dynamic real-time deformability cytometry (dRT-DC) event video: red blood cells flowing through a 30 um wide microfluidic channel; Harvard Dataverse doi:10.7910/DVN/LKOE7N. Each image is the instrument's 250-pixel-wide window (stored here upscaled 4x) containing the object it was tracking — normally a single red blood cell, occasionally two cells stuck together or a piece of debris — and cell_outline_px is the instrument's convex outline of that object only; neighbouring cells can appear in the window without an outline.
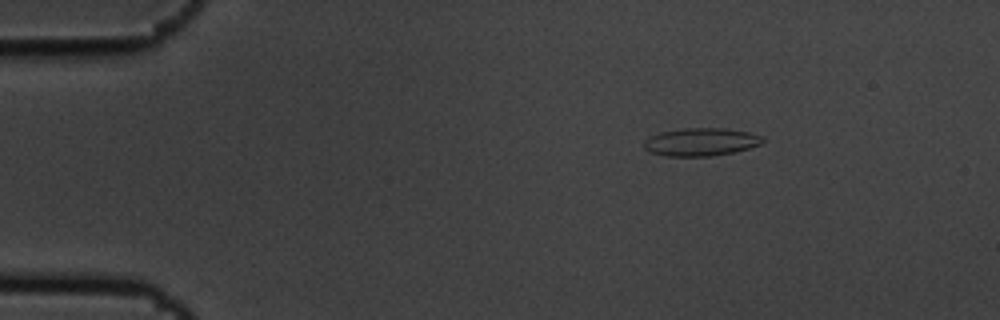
{"species": "common noctule bat (a hibernating species)", "species_latin": "Nyctalus noctula", "temperature_condition": "cold", "stored_images_in_passage": 15, "camera_frame_rate_fps": 3000, "um_per_image_px": 0.085, "animal": {"sex": "male", "body_mass_g": 19.5, "forearm_length_mm": 54.6}, "frame": {"image": 1, "passage_image": 2, "time_ms": 0.333, "image_size_px": [1000, 320], "cell_outline_px": [[764, 140], [760, 144], [736, 152], [712, 156], [664, 156], [648, 152], [644, 148], [644, 140], [660, 132], [684, 128], [724, 128], [748, 132], [764, 136]], "centroid_in_image_um": [59.57, 12.07], "position_along_channel_um": 25.4, "area_um2": 19.42}}
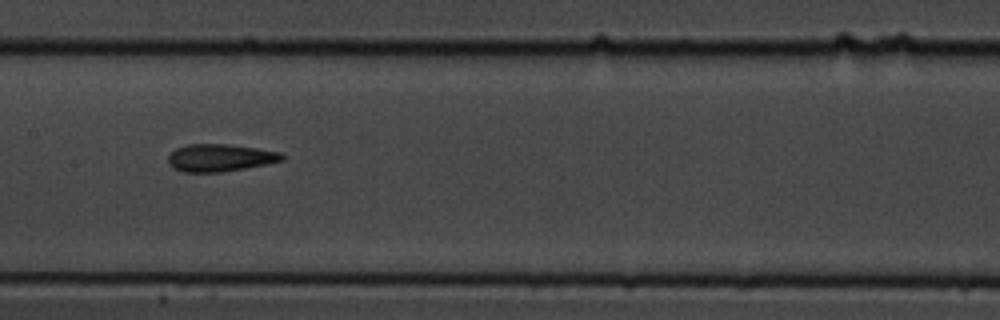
{"frame": {"image": 2, "passage_image": 7, "time_ms": 2.0, "image_size_px": [1000, 320], "cell_outline_px": [[284, 160], [244, 168], [220, 172], [184, 172], [172, 168], [168, 164], [168, 156], [176, 148], [188, 144], [228, 144], [256, 148], [280, 152], [284, 156]], "centroid_in_image_um": [18.66, 13.41], "position_along_channel_um": 188.7, "area_um2": 18.09}}
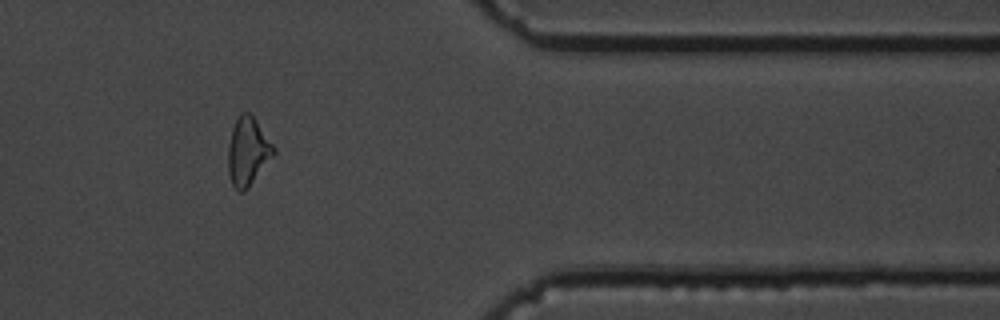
{"frame": {"image": 3, "passage_image": 12, "time_ms": 3.667, "image_size_px": [1000, 320], "cell_outline_px": [[276, 152], [248, 188], [244, 192], [236, 192], [232, 184], [228, 172], [228, 144], [232, 128], [240, 112], [248, 112], [256, 120], [276, 148]], "centroid_in_image_um": [21.05, 12.89], "position_along_channel_um": 390.3, "area_um2": 18.15}}